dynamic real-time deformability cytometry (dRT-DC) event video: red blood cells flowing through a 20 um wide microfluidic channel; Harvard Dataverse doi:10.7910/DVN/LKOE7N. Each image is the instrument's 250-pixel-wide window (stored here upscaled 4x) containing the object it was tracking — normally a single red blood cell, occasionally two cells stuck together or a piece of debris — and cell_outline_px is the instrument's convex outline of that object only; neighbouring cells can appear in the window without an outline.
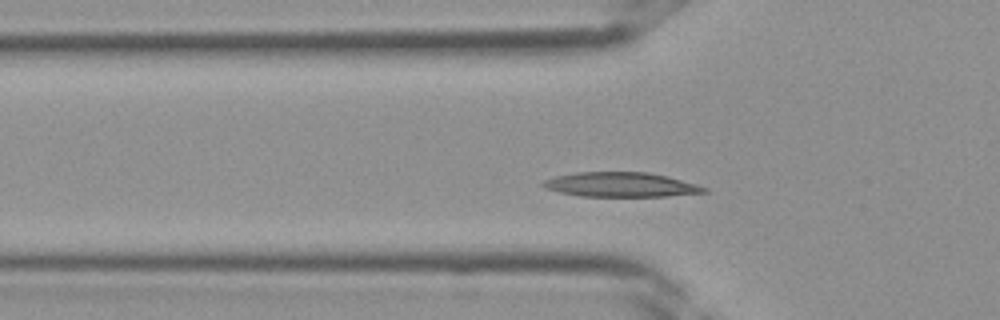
{"species": "Egyptian fruit bat (a non-hibernating species)", "species_latin": "Rousettus aegyptiacus", "temperature_condition": "room temperature", "stored_images_in_passage": 31, "segment_of_instrument_passage": [1, 2], "camera_frame_rate_fps": 3000, "um_per_image_px": 0.085, "frame": {"image": 1, "passage_image": 4, "time_ms": 1.0, "image_size_px": [1000, 320], "cell_outline_px": [[708, 192], [668, 196], [580, 196], [560, 192], [544, 188], [540, 184], [544, 180], [556, 176], [576, 172], [648, 172], [668, 176], [696, 184], [708, 188]], "centroid_in_image_um": [52.77, 15.69], "position_along_channel_um": 73.0, "area_um2": 23.06}}
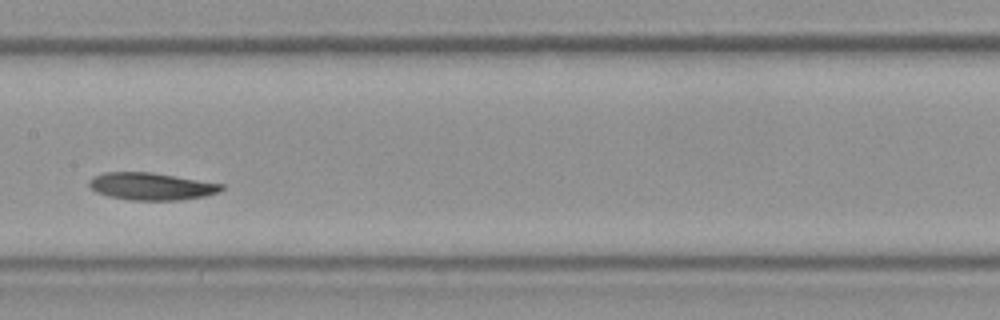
{"frame": {"image": 2, "passage_image": 11, "time_ms": 3.333, "image_size_px": [1000, 320], "cell_outline_px": [[224, 188], [216, 192], [204, 196], [180, 200], [128, 200], [108, 196], [96, 192], [88, 184], [92, 176], [104, 172], [152, 172], [224, 184]], "centroid_in_image_um": [12.83, 15.83], "position_along_channel_um": 194.6, "area_um2": 21.04}}
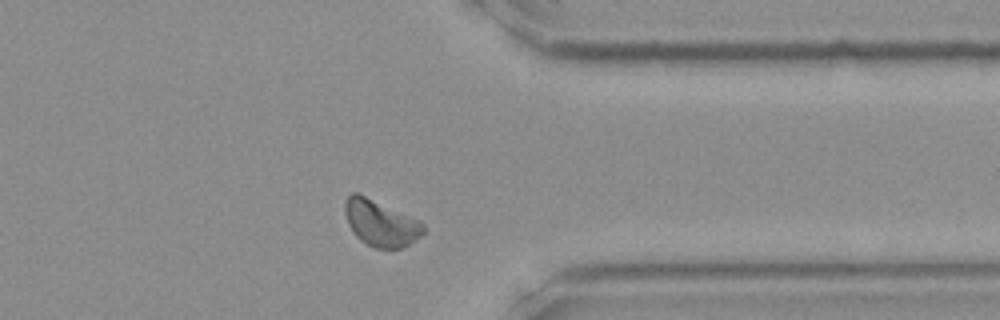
{"frame": {"image": 3, "passage_image": 22, "time_ms": 7.0, "image_size_px": [1000, 320], "cell_outline_px": [[424, 232], [420, 236], [408, 244], [400, 248], [376, 248], [360, 240], [356, 236], [348, 224], [344, 212], [344, 204], [348, 196], [352, 192], [356, 192], [420, 220], [424, 224]], "centroid_in_image_um": [32.34, 18.95], "position_along_channel_um": 379.1, "area_um2": 20.87}}